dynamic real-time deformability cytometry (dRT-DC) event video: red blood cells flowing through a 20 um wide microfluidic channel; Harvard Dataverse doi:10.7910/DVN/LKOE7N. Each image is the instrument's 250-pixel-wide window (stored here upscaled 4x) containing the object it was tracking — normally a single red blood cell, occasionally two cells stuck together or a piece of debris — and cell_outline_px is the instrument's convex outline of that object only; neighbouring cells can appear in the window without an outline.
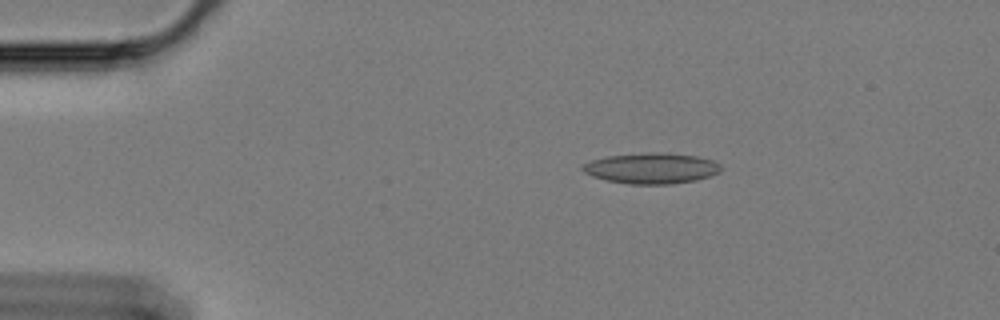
{"species": "Egyptian fruit bat (a non-hibernating species)", "species_latin": "Rousettus aegyptiacus", "temperature_condition": "cold", "stored_images_in_passage": 56, "camera_frame_rate_fps": 3000, "um_per_image_px": 0.085, "animal": {"sex": "female"}, "frame": {"image": 1, "passage_image": 10, "time_ms": 3.0, "image_size_px": [1000, 320], "cell_outline_px": [[720, 172], [696, 180], [672, 184], [628, 184], [608, 180], [592, 176], [584, 172], [580, 168], [584, 164], [592, 160], [608, 156], [648, 152], [668, 152], [696, 156], [712, 160], [720, 164]], "centroid_in_image_um": [55.38, 14.29], "position_along_channel_um": 29.6, "area_um2": 24.74}}
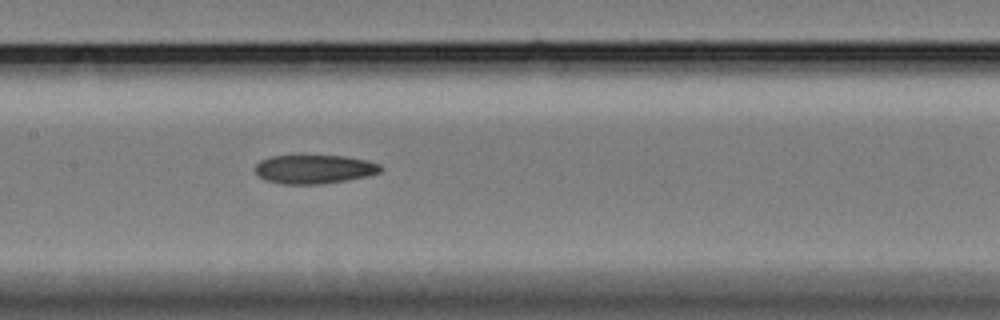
{"frame": {"image": 2, "passage_image": 28, "time_ms": 9.0, "image_size_px": [1000, 320], "cell_outline_px": [[384, 168], [380, 172], [368, 176], [320, 184], [284, 184], [268, 180], [260, 176], [256, 172], [256, 164], [260, 160], [272, 156], [292, 152], [304, 152], [348, 156], [368, 160], [380, 164]], "centroid_in_image_um": [26.72, 14.3], "position_along_channel_um": 180.7, "area_um2": 22.2}}
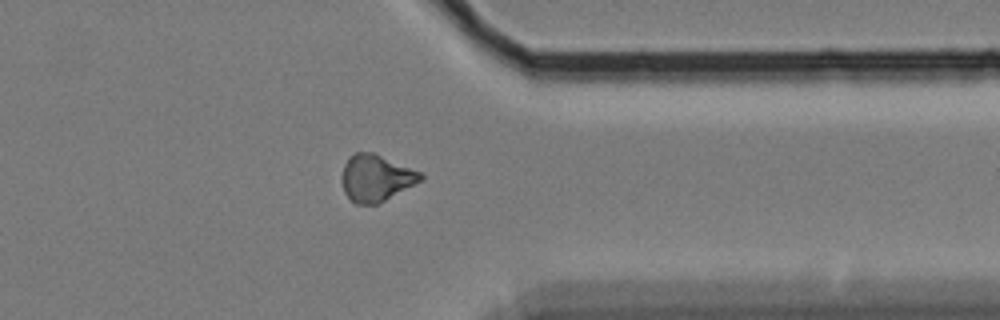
{"frame": {"image": 3, "passage_image": 46, "time_ms": 15.0, "image_size_px": [1000, 320], "cell_outline_px": [[424, 176], [420, 180], [384, 200], [376, 204], [356, 204], [344, 192], [340, 180], [340, 176], [344, 164], [348, 156], [356, 152], [372, 152], [420, 172]], "centroid_in_image_um": [31.87, 15.11], "position_along_channel_um": 379.5, "area_um2": 21.04}}